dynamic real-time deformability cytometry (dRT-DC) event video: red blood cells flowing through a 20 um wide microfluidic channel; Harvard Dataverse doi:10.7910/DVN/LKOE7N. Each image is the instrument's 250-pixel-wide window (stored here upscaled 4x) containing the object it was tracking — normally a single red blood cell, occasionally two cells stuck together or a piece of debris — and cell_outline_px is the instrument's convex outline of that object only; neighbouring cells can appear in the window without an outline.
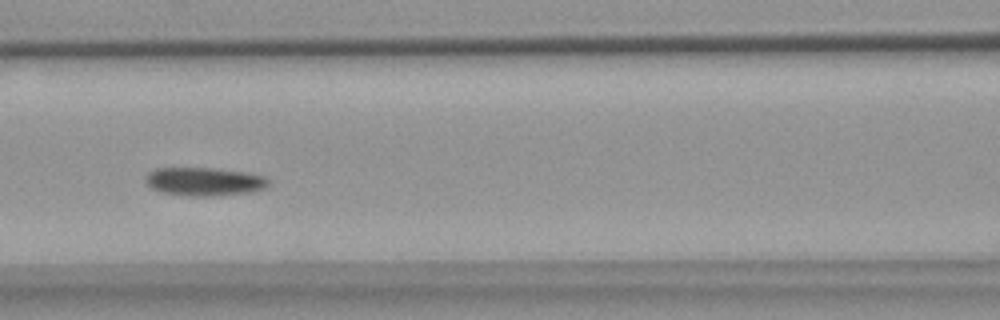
{"species": "common noctule bat (a hibernating species)", "species_latin": "Nyctalus noctula", "temperature_condition": "warm", "stored_images_in_passage": 11, "camera_frame_rate_fps": 3000, "um_per_image_px": 0.085, "animal": {"sex": "female", "body_mass_g": 18.4}, "frame": {"image": 1, "passage_image": 4, "time_ms": 4.333, "image_size_px": [1000, 320], "cell_outline_px": [[268, 184], [264, 188], [252, 192], [216, 196], [188, 196], [160, 192], [152, 188], [144, 180], [144, 176], [148, 172], [156, 168], [212, 168], [248, 172], [264, 176], [268, 180]], "centroid_in_image_um": [17.34, 15.43], "position_along_channel_um": 149.3, "area_um2": 20.52}}
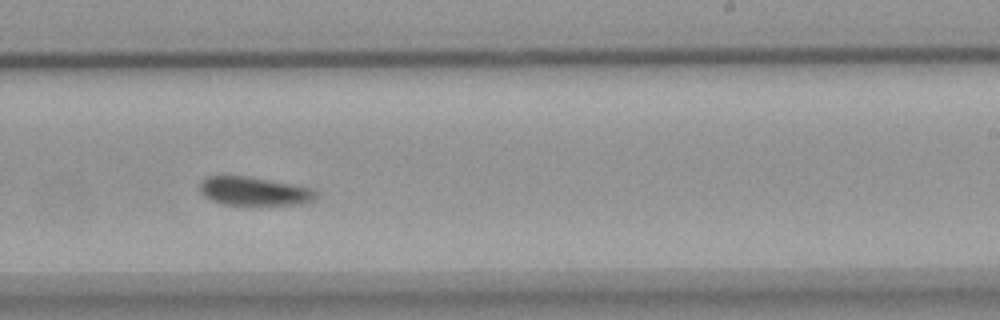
{"frame": {"image": 2, "passage_image": 7, "time_ms": 7.667, "image_size_px": [1000, 320], "cell_outline_px": [[320, 192], [316, 200], [300, 204], [220, 204], [204, 196], [200, 192], [200, 180], [204, 176], [248, 176], [316, 188]], "centroid_in_image_um": [21.65, 16.24], "position_along_channel_um": 267.3, "area_um2": 19.65}}
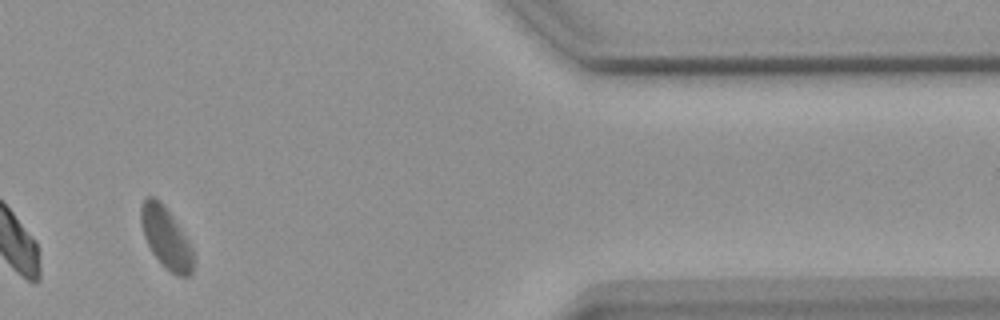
{"frame": {"image": 3, "passage_image": 10, "time_ms": 12.333, "image_size_px": [1000, 320], "cell_outline_px": [[192, 272], [188, 276], [176, 276], [152, 252], [144, 236], [140, 224], [140, 208], [144, 200], [148, 196], [152, 196], [160, 200], [164, 204], [172, 216], [192, 248]], "centroid_in_image_um": [14.07, 20.16], "position_along_channel_um": 397.3, "area_um2": 18.15}, "authors_computed_cell_mechanics": {"area_um2": 20.0566, "velocity_mm_per_s": 3.5676, "shape_relaxation_time_tau1_ms": null, "shape_relaxation_time_tau2_ms": 1.6972, "deformation_change_tau1": null, "deformation_change_tau2": 0.0542}}